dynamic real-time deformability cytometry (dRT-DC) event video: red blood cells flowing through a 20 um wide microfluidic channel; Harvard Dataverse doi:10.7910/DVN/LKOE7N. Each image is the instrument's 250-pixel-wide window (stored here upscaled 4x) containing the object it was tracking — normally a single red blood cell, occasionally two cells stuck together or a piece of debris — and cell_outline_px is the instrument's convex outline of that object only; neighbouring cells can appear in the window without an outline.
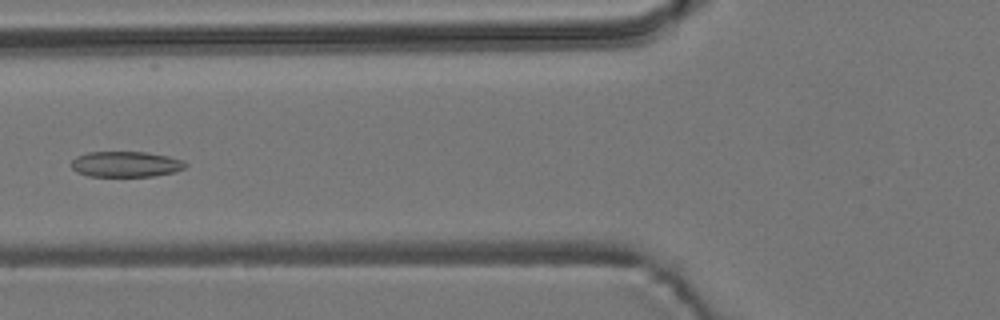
{"species": "common noctule bat (a hibernating species)", "species_latin": "Nyctalus noctula", "temperature_condition": "room temperature", "stored_images_in_passage": 8, "camera_frame_rate_fps": 3000, "um_per_image_px": 0.085, "animal": {"sex": "male", "body_mass_g": 19.2, "forearm_length_mm": 51.8}, "frame": {"image": 1, "passage_image": 5, "time_ms": 4.667, "image_size_px": [1000, 320], "cell_outline_px": [[188, 164], [184, 168], [172, 172], [152, 176], [88, 176], [76, 172], [72, 168], [72, 160], [76, 156], [88, 152], [144, 152], [168, 156], [184, 160]], "centroid_in_image_um": [10.68, 13.95], "position_along_channel_um": 115.1, "area_um2": 16.99}}
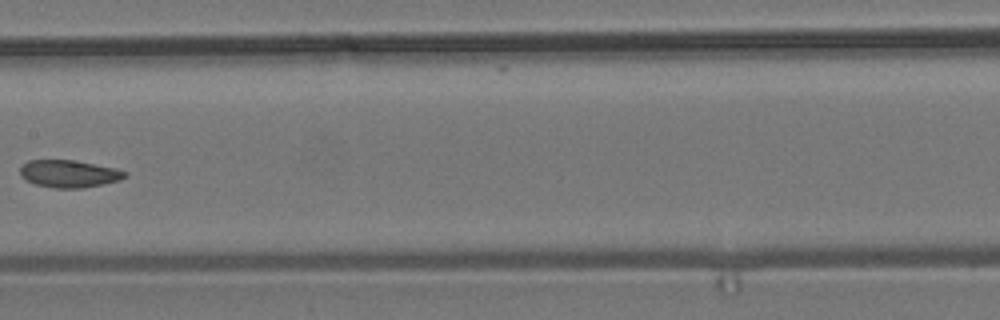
{"frame": {"image": 2, "passage_image": 7, "time_ms": 7.0, "image_size_px": [1000, 320], "cell_outline_px": [[128, 176], [120, 180], [80, 188], [52, 188], [36, 184], [20, 176], [20, 168], [28, 160], [72, 160], [116, 168], [128, 172]], "centroid_in_image_um": [5.88, 14.76], "position_along_channel_um": 201.5, "area_um2": 16.59}}
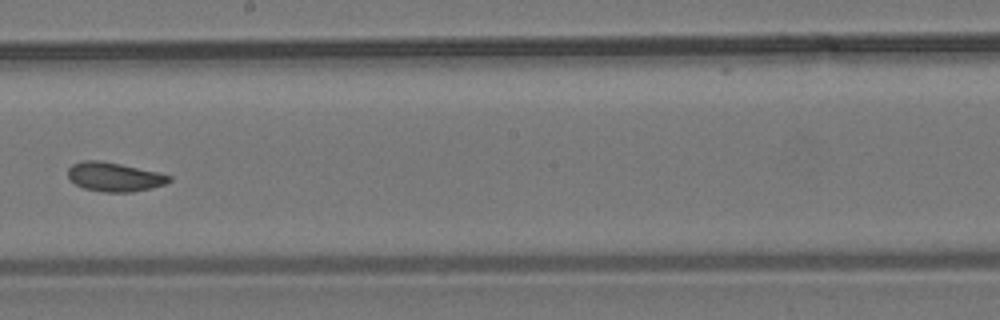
{"frame": {"image": 3, "passage_image": 8, "time_ms": 8.0, "image_size_px": [1000, 320], "cell_outline_px": [[172, 180], [164, 184], [152, 188], [132, 192], [104, 192], [84, 188], [76, 184], [68, 176], [68, 168], [72, 164], [84, 160], [100, 160], [120, 164], [156, 172], [172, 176]], "centroid_in_image_um": [9.72, 15.04], "position_along_channel_um": 238.5, "area_um2": 16.99}}